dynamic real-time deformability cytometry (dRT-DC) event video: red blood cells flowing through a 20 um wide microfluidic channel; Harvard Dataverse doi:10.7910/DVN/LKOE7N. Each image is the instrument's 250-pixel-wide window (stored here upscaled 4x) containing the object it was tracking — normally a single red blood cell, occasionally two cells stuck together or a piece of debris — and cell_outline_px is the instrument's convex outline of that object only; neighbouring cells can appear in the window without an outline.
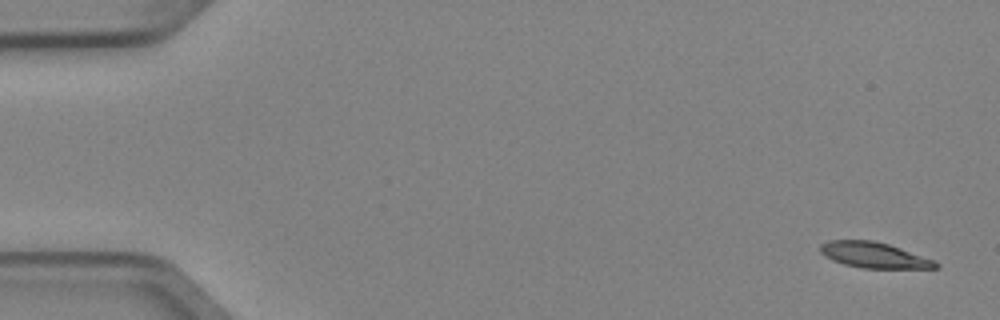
{"species": "Egyptian fruit bat (a non-hibernating species)", "species_latin": "Rousettus aegyptiacus", "temperature_condition": "cold", "stored_images_in_passage": 4, "camera_frame_rate_fps": 3000, "um_per_image_px": 0.085, "animal": {"sex": "female"}, "frame": {"image": 1, "passage_image": 1, "time_ms": 0.0, "image_size_px": [1000, 320], "cell_outline_px": [[940, 264], [936, 268], [864, 268], [844, 264], [832, 260], [824, 256], [820, 252], [820, 244], [828, 240], [872, 240], [888, 244], [936, 260]], "centroid_in_image_um": [74.28, 21.68], "position_along_channel_um": 10.7, "area_um2": 17.28}}
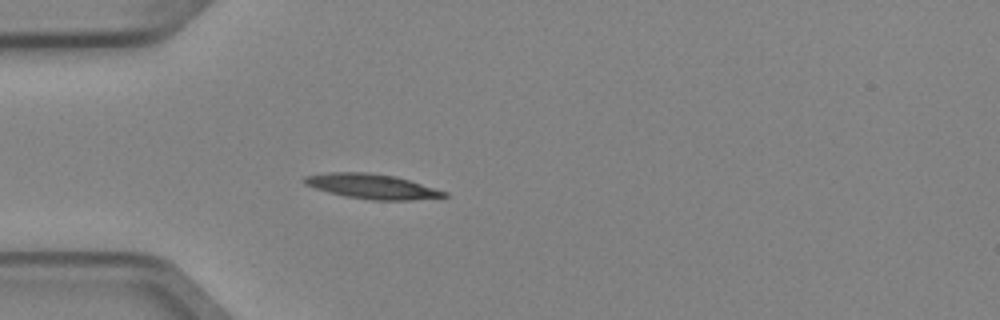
{"frame": {"image": 2, "passage_image": 4, "time_ms": 1.0, "image_size_px": [1000, 320], "cell_outline_px": [[448, 196], [408, 200], [372, 200], [344, 196], [328, 192], [304, 184], [300, 180], [304, 176], [328, 172], [368, 172], [396, 176], [448, 192]], "centroid_in_image_um": [31.57, 15.83], "position_along_channel_um": 53.4, "area_um2": 20.23}}